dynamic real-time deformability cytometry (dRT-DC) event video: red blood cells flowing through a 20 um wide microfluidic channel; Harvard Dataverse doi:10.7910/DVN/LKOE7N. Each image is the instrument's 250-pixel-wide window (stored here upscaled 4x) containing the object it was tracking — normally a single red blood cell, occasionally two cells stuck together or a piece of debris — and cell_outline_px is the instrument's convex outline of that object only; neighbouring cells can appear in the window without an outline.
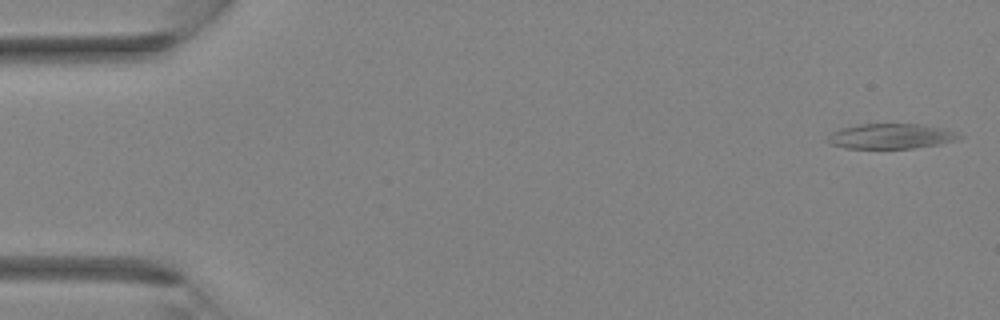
{"species": "Egyptian fruit bat (a non-hibernating species)", "species_latin": "Rousettus aegyptiacus", "temperature_condition": "room temperature", "stored_images_in_passage": 36, "camera_frame_rate_fps": 3000, "um_per_image_px": 0.085, "animal": {"sex": "female"}, "frame": {"image": 1, "passage_image": 1, "time_ms": 0.0, "image_size_px": [1000, 320], "cell_outline_px": [[964, 136], [960, 140], [912, 148], [844, 148], [828, 144], [828, 136], [832, 132], [840, 128], [860, 124], [920, 124], [940, 128]], "centroid_in_image_um": [75.68, 11.58], "position_along_channel_um": 9.3, "area_um2": 19.07}}
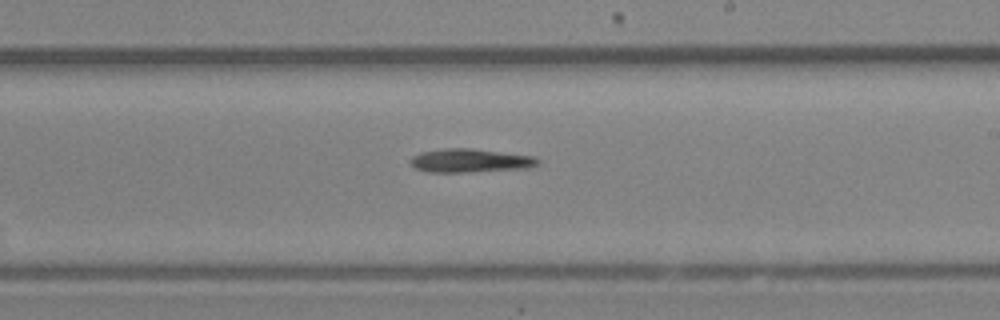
{"frame": {"image": 2, "passage_image": 21, "time_ms": 6.667, "image_size_px": [1000, 320], "cell_outline_px": [[540, 164], [528, 168], [464, 172], [428, 172], [416, 168], [408, 164], [408, 160], [412, 156], [420, 152], [444, 148], [468, 148], [536, 156], [540, 160]], "centroid_in_image_um": [39.94, 13.65], "position_along_channel_um": 249.1, "area_um2": 17.69}}
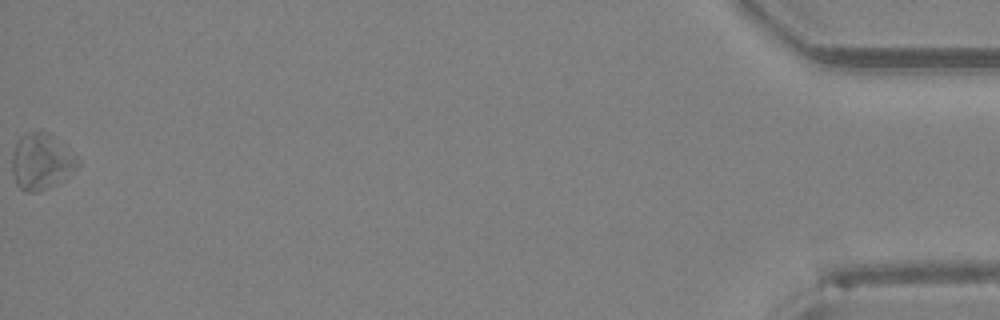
{"frame": {"image": 3, "passage_image": 36, "time_ms": 11.667, "image_size_px": [1000, 320], "cell_outline_px": [[80, 164], [76, 168], [56, 184], [48, 188], [36, 192], [24, 192], [16, 184], [12, 172], [12, 152], [20, 136], [28, 132], [40, 128], [48, 132], [76, 156], [80, 160]], "centroid_in_image_um": [3.48, 13.71], "position_along_channel_um": 431.7, "area_um2": 21.56}}